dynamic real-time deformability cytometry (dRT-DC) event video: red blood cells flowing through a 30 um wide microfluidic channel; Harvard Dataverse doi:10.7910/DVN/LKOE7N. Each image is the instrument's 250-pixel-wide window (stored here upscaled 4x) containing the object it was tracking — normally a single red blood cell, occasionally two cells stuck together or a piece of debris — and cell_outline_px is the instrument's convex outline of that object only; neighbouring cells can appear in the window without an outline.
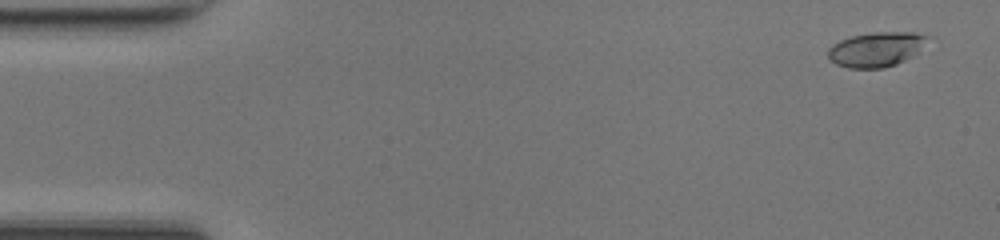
{"species": "common noctule bat (a hibernating species)", "species_latin": "Nyctalus noctula", "temperature_condition": "room temperature", "stored_images_in_passage": 49, "camera_frame_rate_fps": 3000, "um_per_image_px": 0.085, "animal": {"sex": "female", "body_mass_g": 17.0, "forearm_length_mm": 48.0}, "frame": {"image": 1, "passage_image": 2, "time_ms": 0.333, "image_size_px": [1000, 240], "cell_outline_px": [[936, 36], [912, 56], [896, 64], [884, 68], [848, 68], [836, 64], [828, 56], [828, 48], [832, 44], [840, 40], [852, 36], [872, 32], [916, 32]], "centroid_in_image_um": [74.56, 4.17], "position_along_channel_um": 10.4, "area_um2": 20.46}}
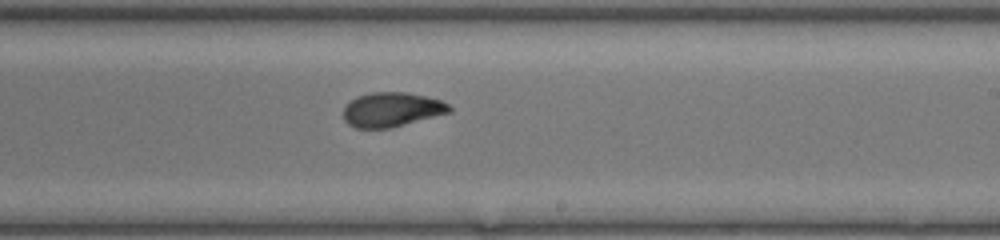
{"frame": {"image": 2, "passage_image": 29, "time_ms": 9.333, "image_size_px": [1000, 240], "cell_outline_px": [[452, 112], [392, 128], [356, 128], [348, 124], [344, 120], [344, 108], [356, 96], [372, 92], [408, 92], [440, 100], [448, 104], [452, 108]], "centroid_in_image_um": [33.32, 9.32], "position_along_channel_um": 255.7, "area_um2": 21.33}}
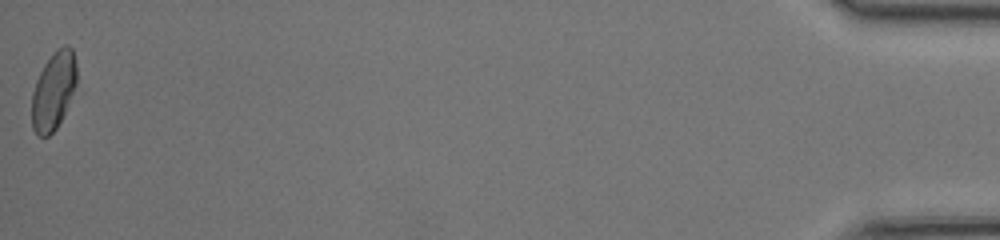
{"frame": {"image": 3, "passage_image": 49, "time_ms": 16.0, "image_size_px": [1000, 240], "cell_outline_px": [[76, 84], [64, 112], [56, 128], [48, 136], [36, 136], [32, 128], [32, 92], [36, 80], [44, 64], [56, 48], [64, 44], [68, 44], [72, 48], [76, 64]], "centroid_in_image_um": [4.53, 7.68], "position_along_channel_um": 430.7, "area_um2": 20.29}, "authors_computed_cell_mechanics": {"area_um2": 21.1548, "velocity_mm_per_s": 4.2191, "shape_relaxation_time_tau1_ms": 3.9651, "shape_relaxation_time_tau2_ms": 1.8118, "deformation_change_tau1": 0.1494, "deformation_change_tau2": 0.07}}